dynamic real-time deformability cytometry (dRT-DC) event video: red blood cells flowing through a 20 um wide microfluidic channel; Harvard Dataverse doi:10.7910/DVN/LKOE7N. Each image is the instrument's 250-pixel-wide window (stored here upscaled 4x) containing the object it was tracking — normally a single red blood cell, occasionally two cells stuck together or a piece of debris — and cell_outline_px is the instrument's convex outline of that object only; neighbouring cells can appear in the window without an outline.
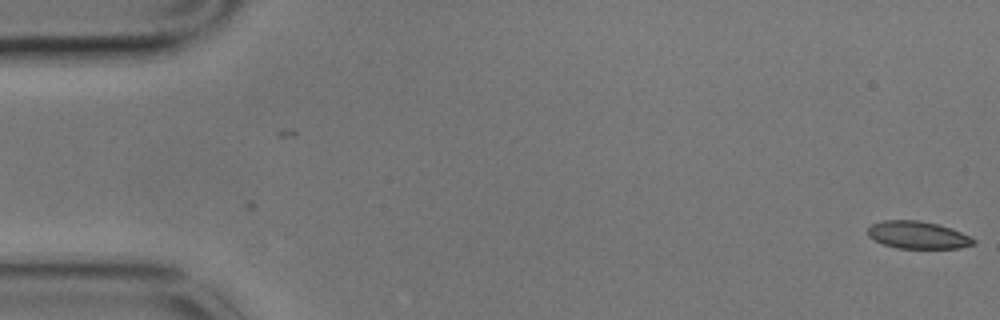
{"species": "common noctule bat (a hibernating species)", "species_latin": "Nyctalus noctula", "temperature_condition": "cold", "stored_images_in_passage": 6, "camera_frame_rate_fps": 3000, "um_per_image_px": 0.085, "animal": {"sex": "male", "body_mass_g": 17.9}, "frame": {"image": 1, "passage_image": 1, "time_ms": 0.0, "image_size_px": [1000, 320], "cell_outline_px": [[976, 244], [960, 248], [896, 248], [884, 244], [868, 236], [868, 228], [872, 224], [884, 220], [920, 220], [936, 224], [960, 232], [976, 240]], "centroid_in_image_um": [78.01, 19.98], "position_along_channel_um": 7.0, "area_um2": 16.7}}